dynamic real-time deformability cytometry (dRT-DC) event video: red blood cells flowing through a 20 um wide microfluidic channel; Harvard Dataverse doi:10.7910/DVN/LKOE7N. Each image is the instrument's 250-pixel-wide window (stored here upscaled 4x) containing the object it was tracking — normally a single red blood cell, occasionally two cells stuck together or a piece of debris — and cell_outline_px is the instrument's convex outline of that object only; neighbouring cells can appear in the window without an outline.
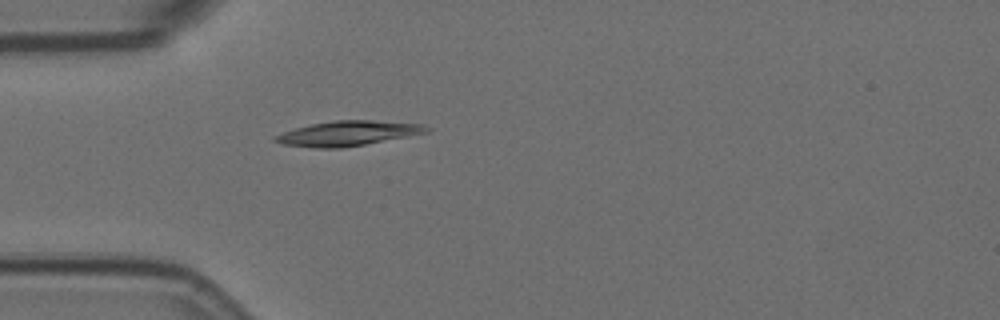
{"species": "Egyptian fruit bat (a non-hibernating species)", "species_latin": "Rousettus aegyptiacus", "temperature_condition": "room temperature", "stored_images_in_passage": 3, "camera_frame_rate_fps": 3000, "um_per_image_px": 0.085, "animal": {"sex": "female"}, "frame": {"image": 1, "passage_image": 3, "time_ms": 0.667, "image_size_px": [1000, 320], "cell_outline_px": [[428, 132], [364, 144], [340, 148], [316, 148], [284, 144], [272, 140], [272, 136], [308, 124], [336, 120], [372, 120], [420, 124], [428, 128]], "centroid_in_image_um": [29.49, 11.33], "position_along_channel_um": 55.5, "area_um2": 21.56}}